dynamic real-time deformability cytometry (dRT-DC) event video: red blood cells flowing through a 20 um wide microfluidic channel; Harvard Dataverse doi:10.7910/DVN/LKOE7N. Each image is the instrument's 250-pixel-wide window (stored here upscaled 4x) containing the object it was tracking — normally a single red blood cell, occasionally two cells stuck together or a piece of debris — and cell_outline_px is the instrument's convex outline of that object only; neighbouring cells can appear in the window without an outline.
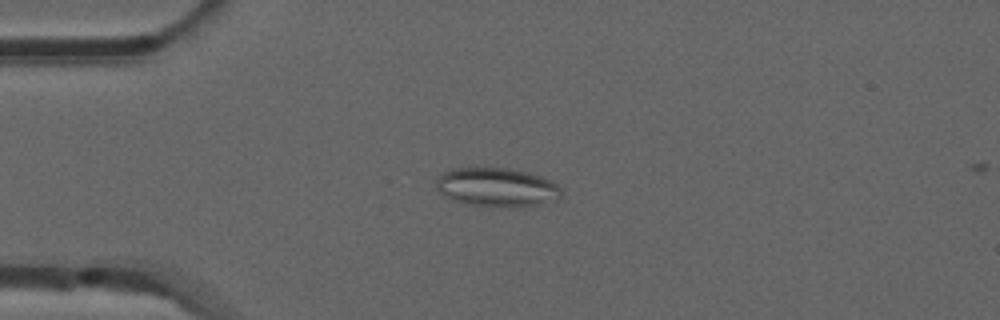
{"species": "common noctule bat (a hibernating species)", "species_latin": "Nyctalus noctula", "temperature_condition": "room temperature", "stored_images_in_passage": 14, "camera_frame_rate_fps": 3000, "um_per_image_px": 0.085, "animal": {"sex": "male", "forearm_length_mm": 52.5}, "frame": {"image": 1, "passage_image": 13, "time_ms": 4.0, "image_size_px": [1000, 320], "cell_outline_px": [[564, 192], [556, 200], [520, 208], [512, 208], [468, 204], [456, 200], [440, 192], [436, 188], [436, 180], [444, 172], [452, 168], [508, 168], [528, 172], [552, 180]], "centroid_in_image_um": [42.28, 15.92], "position_along_channel_um": 42.7, "area_um2": 28.38}}